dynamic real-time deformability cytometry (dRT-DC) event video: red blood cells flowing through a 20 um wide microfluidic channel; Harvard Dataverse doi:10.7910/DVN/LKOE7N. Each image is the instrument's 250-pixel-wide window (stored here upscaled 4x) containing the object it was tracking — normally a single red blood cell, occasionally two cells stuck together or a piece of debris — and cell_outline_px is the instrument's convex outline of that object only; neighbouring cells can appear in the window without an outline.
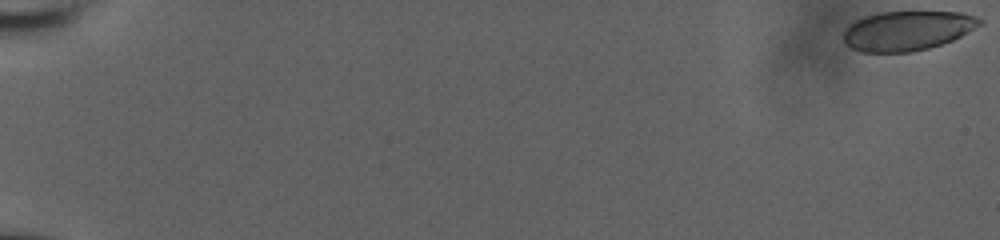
{"species": "human", "species_latin": "Homo sapiens", "temperature_condition": "room temperature", "stored_images_in_passage": 58, "camera_frame_rate_fps": 3000, "um_per_image_px": 0.085, "donor": {"sex": "male"}, "frame": {"image": 1, "passage_image": 1, "time_ms": 0.0, "image_size_px": [1000, 240], "cell_outline_px": [[984, 20], [980, 24], [960, 36], [952, 40], [928, 48], [908, 52], [860, 52], [852, 48], [844, 40], [844, 32], [856, 20], [880, 12], [964, 12], [976, 16]], "centroid_in_image_um": [77.15, 2.6], "position_along_channel_um": 7.9, "area_um2": 30.92}}
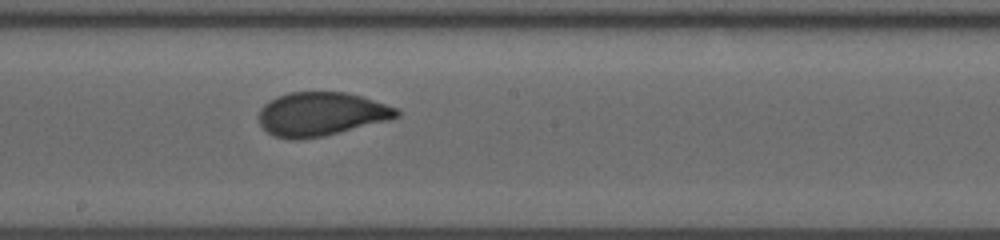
{"frame": {"image": 2, "passage_image": 35, "time_ms": 11.333, "image_size_px": [1000, 240], "cell_outline_px": [[400, 116], [388, 120], [324, 136], [296, 140], [292, 140], [276, 136], [268, 132], [260, 124], [260, 108], [268, 100], [276, 96], [288, 92], [348, 92], [400, 108]], "centroid_in_image_um": [27.31, 9.68], "position_along_channel_um": 220.9, "area_um2": 35.2}}
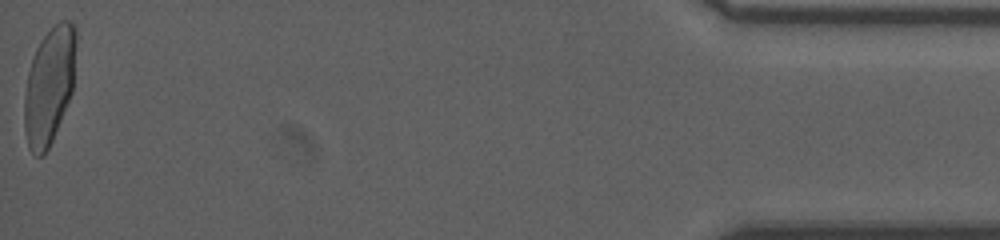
{"frame": {"image": 3, "passage_image": 58, "time_ms": 19.0, "image_size_px": [1000, 240], "cell_outline_px": [[76, 40], [72, 92], [52, 140], [44, 156], [36, 156], [28, 148], [24, 128], [24, 96], [28, 72], [36, 48], [40, 40], [60, 20], [68, 20], [76, 28]], "centroid_in_image_um": [4.17, 7.29], "position_along_channel_um": 431.0, "area_um2": 34.97}, "authors_computed_cell_mechanics": {"area_um2": 34.7956, "velocity_mm_per_s": 3.8472, "shape_relaxation_time_tau1_ms": 7.819, "shape_relaxation_time_tau2_ms": null, "deformation_change_tau1": 0.2093, "deformation_change_tau2": null}}